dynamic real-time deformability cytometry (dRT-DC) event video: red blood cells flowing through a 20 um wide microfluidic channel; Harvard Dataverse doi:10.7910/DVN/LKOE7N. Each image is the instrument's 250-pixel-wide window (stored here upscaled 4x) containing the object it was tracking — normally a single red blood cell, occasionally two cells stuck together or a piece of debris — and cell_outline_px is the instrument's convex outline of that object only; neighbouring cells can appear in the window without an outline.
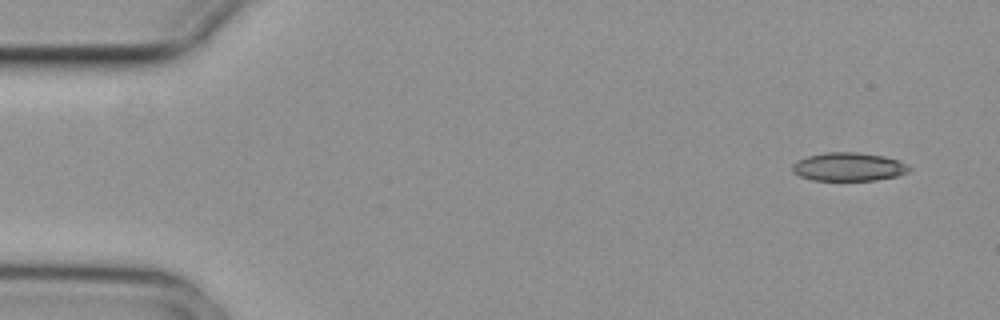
{"species": "common noctule bat (a hibernating species)", "species_latin": "Nyctalus noctula", "temperature_condition": "cold", "stored_images_in_passage": 4, "camera_frame_rate_fps": 3000, "um_per_image_px": 0.085, "animal": {"sex": "female", "body_mass_g": 29.2, "forearm_length_mm": 56.3}, "frame": {"image": 1, "passage_image": 1, "time_ms": 0.0, "image_size_px": [1000, 320], "cell_outline_px": [[912, 168], [908, 172], [896, 176], [876, 180], [812, 180], [800, 176], [792, 172], [792, 164], [808, 156], [828, 152], [856, 152], [884, 156], [908, 164]], "centroid_in_image_um": [72.14, 14.18], "position_along_channel_um": 12.9, "area_um2": 19.25}}
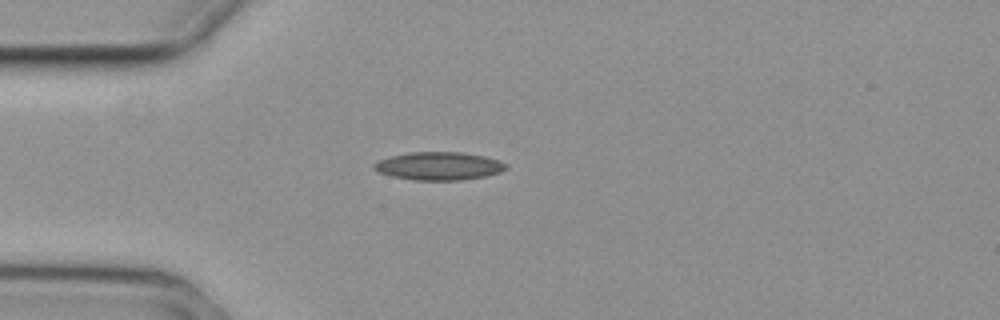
{"frame": {"image": 2, "passage_image": 3, "time_ms": 0.667, "image_size_px": [1000, 320], "cell_outline_px": [[508, 168], [500, 172], [484, 176], [460, 180], [416, 180], [392, 176], [376, 172], [372, 168], [372, 164], [380, 160], [392, 156], [408, 152], [460, 152], [484, 156], [500, 160], [508, 164]], "centroid_in_image_um": [37.3, 14.11], "position_along_channel_um": 47.7, "area_um2": 21.62}}